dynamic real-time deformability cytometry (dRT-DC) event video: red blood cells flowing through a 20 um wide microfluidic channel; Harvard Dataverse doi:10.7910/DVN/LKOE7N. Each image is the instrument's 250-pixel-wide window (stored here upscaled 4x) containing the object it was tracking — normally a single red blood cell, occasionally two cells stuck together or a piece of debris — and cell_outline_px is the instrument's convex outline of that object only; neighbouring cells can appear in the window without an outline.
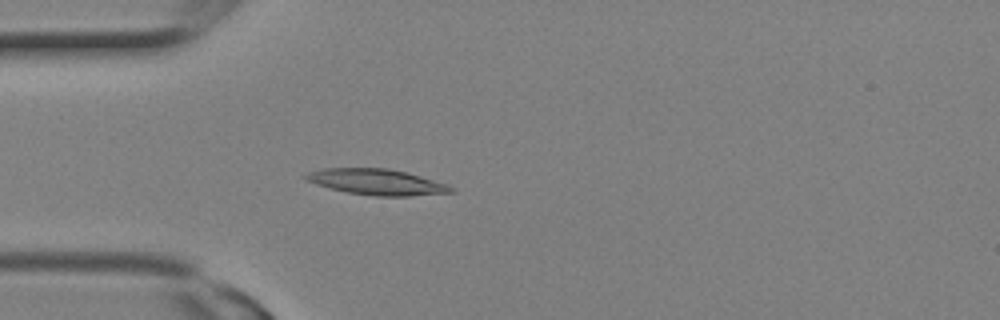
{"species": "Egyptian fruit bat (a non-hibernating species)", "species_latin": "Rousettus aegyptiacus", "temperature_condition": "room temperature", "stored_images_in_passage": 2, "camera_frame_rate_fps": 3000, "um_per_image_px": 0.085, "animal": {"sex": "female"}, "frame": {"image": 1, "passage_image": 2, "time_ms": 0.333, "image_size_px": [1000, 320], "cell_outline_px": [[456, 192], [408, 196], [376, 196], [348, 192], [316, 184], [300, 176], [308, 172], [324, 168], [388, 168], [420, 176], [448, 184], [456, 188]], "centroid_in_image_um": [32.06, 15.46], "position_along_channel_um": 52.9, "area_um2": 21.79}}